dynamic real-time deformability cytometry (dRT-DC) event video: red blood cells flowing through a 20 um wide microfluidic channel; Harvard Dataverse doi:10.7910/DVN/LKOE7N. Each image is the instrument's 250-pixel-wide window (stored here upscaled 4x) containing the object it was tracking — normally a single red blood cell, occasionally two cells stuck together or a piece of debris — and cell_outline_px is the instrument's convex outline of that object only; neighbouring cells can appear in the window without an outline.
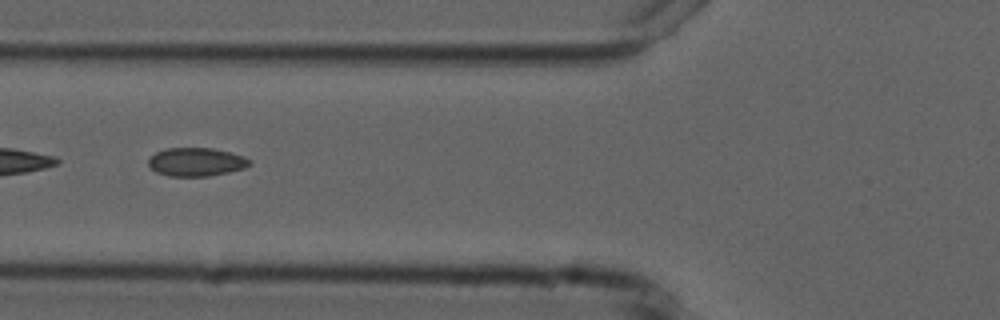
{"species": "common noctule bat (a hibernating species)", "species_latin": "Nyctalus noctula", "temperature_condition": "cold", "stored_images_in_passage": 4, "camera_frame_rate_fps": 3000, "um_per_image_px": 0.085, "animal": {"sex": "male", "forearm_length_mm": 52.5}, "frame": {"image": 1, "passage_image": 4, "time_ms": 3.333, "image_size_px": [1000, 320], "cell_outline_px": [[252, 164], [244, 168], [228, 172], [208, 176], [168, 176], [156, 172], [148, 164], [148, 160], [156, 152], [164, 148], [212, 148], [244, 156], [252, 160]], "centroid_in_image_um": [16.69, 13.76], "position_along_channel_um": 109.1, "area_um2": 16.76}}